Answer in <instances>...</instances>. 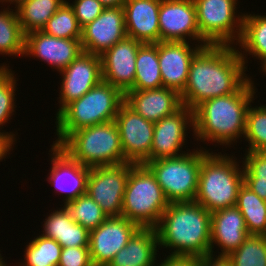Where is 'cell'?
<instances>
[{
  "label": "cell",
  "instance_id": "6da1fadb",
  "mask_svg": "<svg viewBox=\"0 0 266 266\" xmlns=\"http://www.w3.org/2000/svg\"><path fill=\"white\" fill-rule=\"evenodd\" d=\"M236 46L207 45L192 58L181 100L194 110L202 102L237 92L250 78Z\"/></svg>",
  "mask_w": 266,
  "mask_h": 266
},
{
  "label": "cell",
  "instance_id": "7a4b0ae2",
  "mask_svg": "<svg viewBox=\"0 0 266 266\" xmlns=\"http://www.w3.org/2000/svg\"><path fill=\"white\" fill-rule=\"evenodd\" d=\"M250 78L237 92L214 97L193 110V138L230 147L244 138L247 111L254 103L256 87Z\"/></svg>",
  "mask_w": 266,
  "mask_h": 266
},
{
  "label": "cell",
  "instance_id": "3957f363",
  "mask_svg": "<svg viewBox=\"0 0 266 266\" xmlns=\"http://www.w3.org/2000/svg\"><path fill=\"white\" fill-rule=\"evenodd\" d=\"M155 230L159 248L169 249L170 256L210 255L211 213L195 201L170 203Z\"/></svg>",
  "mask_w": 266,
  "mask_h": 266
},
{
  "label": "cell",
  "instance_id": "277c9868",
  "mask_svg": "<svg viewBox=\"0 0 266 266\" xmlns=\"http://www.w3.org/2000/svg\"><path fill=\"white\" fill-rule=\"evenodd\" d=\"M123 103L124 93L101 80L81 98L67 104L55 116L58 138L53 141V145L59 146L78 129L114 121Z\"/></svg>",
  "mask_w": 266,
  "mask_h": 266
},
{
  "label": "cell",
  "instance_id": "5b68a950",
  "mask_svg": "<svg viewBox=\"0 0 266 266\" xmlns=\"http://www.w3.org/2000/svg\"><path fill=\"white\" fill-rule=\"evenodd\" d=\"M237 157L221 152H208L201 162L195 202L210 213L236 206L243 185V164Z\"/></svg>",
  "mask_w": 266,
  "mask_h": 266
},
{
  "label": "cell",
  "instance_id": "8992f818",
  "mask_svg": "<svg viewBox=\"0 0 266 266\" xmlns=\"http://www.w3.org/2000/svg\"><path fill=\"white\" fill-rule=\"evenodd\" d=\"M59 147L83 166H111L128 162L124 157L115 121L72 132Z\"/></svg>",
  "mask_w": 266,
  "mask_h": 266
},
{
  "label": "cell",
  "instance_id": "52a82bcc",
  "mask_svg": "<svg viewBox=\"0 0 266 266\" xmlns=\"http://www.w3.org/2000/svg\"><path fill=\"white\" fill-rule=\"evenodd\" d=\"M169 204L151 170L145 164H133L123 195L121 216L141 228H155Z\"/></svg>",
  "mask_w": 266,
  "mask_h": 266
},
{
  "label": "cell",
  "instance_id": "ba28073f",
  "mask_svg": "<svg viewBox=\"0 0 266 266\" xmlns=\"http://www.w3.org/2000/svg\"><path fill=\"white\" fill-rule=\"evenodd\" d=\"M205 147L186 150L177 157L147 161L145 165L155 175L170 203L194 201L198 191L202 158L209 152ZM190 151V152H189Z\"/></svg>",
  "mask_w": 266,
  "mask_h": 266
},
{
  "label": "cell",
  "instance_id": "9c48e42d",
  "mask_svg": "<svg viewBox=\"0 0 266 266\" xmlns=\"http://www.w3.org/2000/svg\"><path fill=\"white\" fill-rule=\"evenodd\" d=\"M193 2L200 36L209 45L235 46L238 43L242 34L244 15L237 11L238 0H193Z\"/></svg>",
  "mask_w": 266,
  "mask_h": 266
},
{
  "label": "cell",
  "instance_id": "30bf717a",
  "mask_svg": "<svg viewBox=\"0 0 266 266\" xmlns=\"http://www.w3.org/2000/svg\"><path fill=\"white\" fill-rule=\"evenodd\" d=\"M133 164L126 162L89 169L86 193L101 206L102 211L108 217L121 216L123 195Z\"/></svg>",
  "mask_w": 266,
  "mask_h": 266
},
{
  "label": "cell",
  "instance_id": "8fae6325",
  "mask_svg": "<svg viewBox=\"0 0 266 266\" xmlns=\"http://www.w3.org/2000/svg\"><path fill=\"white\" fill-rule=\"evenodd\" d=\"M159 31L160 41H194L203 47L209 45L200 36L193 0H161Z\"/></svg>",
  "mask_w": 266,
  "mask_h": 266
},
{
  "label": "cell",
  "instance_id": "7c38bea8",
  "mask_svg": "<svg viewBox=\"0 0 266 266\" xmlns=\"http://www.w3.org/2000/svg\"><path fill=\"white\" fill-rule=\"evenodd\" d=\"M124 157L134 164L150 161L154 122L144 119L123 103L115 118Z\"/></svg>",
  "mask_w": 266,
  "mask_h": 266
},
{
  "label": "cell",
  "instance_id": "4fadbf2b",
  "mask_svg": "<svg viewBox=\"0 0 266 266\" xmlns=\"http://www.w3.org/2000/svg\"><path fill=\"white\" fill-rule=\"evenodd\" d=\"M188 129H194L193 110L185 105L175 113L154 122L150 161L187 153L182 149L186 145Z\"/></svg>",
  "mask_w": 266,
  "mask_h": 266
},
{
  "label": "cell",
  "instance_id": "5bb4252c",
  "mask_svg": "<svg viewBox=\"0 0 266 266\" xmlns=\"http://www.w3.org/2000/svg\"><path fill=\"white\" fill-rule=\"evenodd\" d=\"M141 227L125 217H108L90 231L89 251L93 266H107Z\"/></svg>",
  "mask_w": 266,
  "mask_h": 266
},
{
  "label": "cell",
  "instance_id": "9a60e30c",
  "mask_svg": "<svg viewBox=\"0 0 266 266\" xmlns=\"http://www.w3.org/2000/svg\"><path fill=\"white\" fill-rule=\"evenodd\" d=\"M61 75L59 108L56 115L70 102L81 98L102 80L101 57L82 51Z\"/></svg>",
  "mask_w": 266,
  "mask_h": 266
},
{
  "label": "cell",
  "instance_id": "2e32d148",
  "mask_svg": "<svg viewBox=\"0 0 266 266\" xmlns=\"http://www.w3.org/2000/svg\"><path fill=\"white\" fill-rule=\"evenodd\" d=\"M123 7L104 8L93 21L82 27L81 46L84 52L102 55L126 37Z\"/></svg>",
  "mask_w": 266,
  "mask_h": 266
},
{
  "label": "cell",
  "instance_id": "e0dca14e",
  "mask_svg": "<svg viewBox=\"0 0 266 266\" xmlns=\"http://www.w3.org/2000/svg\"><path fill=\"white\" fill-rule=\"evenodd\" d=\"M83 51L80 39L57 38L42 30L25 35L24 57H34L57 72L65 69Z\"/></svg>",
  "mask_w": 266,
  "mask_h": 266
},
{
  "label": "cell",
  "instance_id": "ac0fdd59",
  "mask_svg": "<svg viewBox=\"0 0 266 266\" xmlns=\"http://www.w3.org/2000/svg\"><path fill=\"white\" fill-rule=\"evenodd\" d=\"M49 152L52 166L47 181L54 187L55 193L60 192L62 197L64 193V204L86 194L90 168L73 160L57 145L52 144Z\"/></svg>",
  "mask_w": 266,
  "mask_h": 266
},
{
  "label": "cell",
  "instance_id": "d6986e66",
  "mask_svg": "<svg viewBox=\"0 0 266 266\" xmlns=\"http://www.w3.org/2000/svg\"><path fill=\"white\" fill-rule=\"evenodd\" d=\"M202 47L194 42H158V58L163 87L172 89L180 95L183 93L188 80L191 60Z\"/></svg>",
  "mask_w": 266,
  "mask_h": 266
},
{
  "label": "cell",
  "instance_id": "ffe728a7",
  "mask_svg": "<svg viewBox=\"0 0 266 266\" xmlns=\"http://www.w3.org/2000/svg\"><path fill=\"white\" fill-rule=\"evenodd\" d=\"M142 44L126 36L100 55L102 80L119 88L123 93L128 91L134 85L136 56Z\"/></svg>",
  "mask_w": 266,
  "mask_h": 266
},
{
  "label": "cell",
  "instance_id": "44dd1931",
  "mask_svg": "<svg viewBox=\"0 0 266 266\" xmlns=\"http://www.w3.org/2000/svg\"><path fill=\"white\" fill-rule=\"evenodd\" d=\"M248 235L244 217L236 206L211 213V256L227 257L241 246ZM214 245L221 251L218 255H215Z\"/></svg>",
  "mask_w": 266,
  "mask_h": 266
},
{
  "label": "cell",
  "instance_id": "7402d4cb",
  "mask_svg": "<svg viewBox=\"0 0 266 266\" xmlns=\"http://www.w3.org/2000/svg\"><path fill=\"white\" fill-rule=\"evenodd\" d=\"M124 103L144 119L157 122L178 111L182 106L181 95L166 87L151 90H128Z\"/></svg>",
  "mask_w": 266,
  "mask_h": 266
},
{
  "label": "cell",
  "instance_id": "603a6c76",
  "mask_svg": "<svg viewBox=\"0 0 266 266\" xmlns=\"http://www.w3.org/2000/svg\"><path fill=\"white\" fill-rule=\"evenodd\" d=\"M161 0H126L123 5L126 35L141 43L160 42Z\"/></svg>",
  "mask_w": 266,
  "mask_h": 266
},
{
  "label": "cell",
  "instance_id": "cb8c5ba5",
  "mask_svg": "<svg viewBox=\"0 0 266 266\" xmlns=\"http://www.w3.org/2000/svg\"><path fill=\"white\" fill-rule=\"evenodd\" d=\"M158 249L155 228H140L107 266H156Z\"/></svg>",
  "mask_w": 266,
  "mask_h": 266
},
{
  "label": "cell",
  "instance_id": "d4e9b609",
  "mask_svg": "<svg viewBox=\"0 0 266 266\" xmlns=\"http://www.w3.org/2000/svg\"><path fill=\"white\" fill-rule=\"evenodd\" d=\"M236 48L247 71L248 60L246 58L251 55L261 60L260 72L266 74V15L244 13L242 34Z\"/></svg>",
  "mask_w": 266,
  "mask_h": 266
},
{
  "label": "cell",
  "instance_id": "484cf974",
  "mask_svg": "<svg viewBox=\"0 0 266 266\" xmlns=\"http://www.w3.org/2000/svg\"><path fill=\"white\" fill-rule=\"evenodd\" d=\"M134 85L129 90H151L163 87L158 43H143L136 56Z\"/></svg>",
  "mask_w": 266,
  "mask_h": 266
},
{
  "label": "cell",
  "instance_id": "4316f807",
  "mask_svg": "<svg viewBox=\"0 0 266 266\" xmlns=\"http://www.w3.org/2000/svg\"><path fill=\"white\" fill-rule=\"evenodd\" d=\"M10 5L0 10V55L16 58L24 56L25 34L16 9Z\"/></svg>",
  "mask_w": 266,
  "mask_h": 266
},
{
  "label": "cell",
  "instance_id": "83f0119b",
  "mask_svg": "<svg viewBox=\"0 0 266 266\" xmlns=\"http://www.w3.org/2000/svg\"><path fill=\"white\" fill-rule=\"evenodd\" d=\"M66 0H27L16 8L21 28L27 33L42 30Z\"/></svg>",
  "mask_w": 266,
  "mask_h": 266
},
{
  "label": "cell",
  "instance_id": "f1b7e54d",
  "mask_svg": "<svg viewBox=\"0 0 266 266\" xmlns=\"http://www.w3.org/2000/svg\"><path fill=\"white\" fill-rule=\"evenodd\" d=\"M236 207L244 217L249 234L266 235V201L246 185L239 188Z\"/></svg>",
  "mask_w": 266,
  "mask_h": 266
},
{
  "label": "cell",
  "instance_id": "f546056e",
  "mask_svg": "<svg viewBox=\"0 0 266 266\" xmlns=\"http://www.w3.org/2000/svg\"><path fill=\"white\" fill-rule=\"evenodd\" d=\"M27 244L19 266H58L62 247L57 241L40 234Z\"/></svg>",
  "mask_w": 266,
  "mask_h": 266
},
{
  "label": "cell",
  "instance_id": "4dcf8cb0",
  "mask_svg": "<svg viewBox=\"0 0 266 266\" xmlns=\"http://www.w3.org/2000/svg\"><path fill=\"white\" fill-rule=\"evenodd\" d=\"M73 221L91 231L102 224L108 216L87 193L76 199L62 204Z\"/></svg>",
  "mask_w": 266,
  "mask_h": 266
},
{
  "label": "cell",
  "instance_id": "1f68e13d",
  "mask_svg": "<svg viewBox=\"0 0 266 266\" xmlns=\"http://www.w3.org/2000/svg\"><path fill=\"white\" fill-rule=\"evenodd\" d=\"M226 258L232 266H266V235L249 234Z\"/></svg>",
  "mask_w": 266,
  "mask_h": 266
},
{
  "label": "cell",
  "instance_id": "d6a6232c",
  "mask_svg": "<svg viewBox=\"0 0 266 266\" xmlns=\"http://www.w3.org/2000/svg\"><path fill=\"white\" fill-rule=\"evenodd\" d=\"M42 31L57 38L81 39L82 27L66 0L48 20Z\"/></svg>",
  "mask_w": 266,
  "mask_h": 266
},
{
  "label": "cell",
  "instance_id": "836d02e7",
  "mask_svg": "<svg viewBox=\"0 0 266 266\" xmlns=\"http://www.w3.org/2000/svg\"><path fill=\"white\" fill-rule=\"evenodd\" d=\"M244 138L248 142L246 151H266V104L253 107L250 104Z\"/></svg>",
  "mask_w": 266,
  "mask_h": 266
},
{
  "label": "cell",
  "instance_id": "e575fe53",
  "mask_svg": "<svg viewBox=\"0 0 266 266\" xmlns=\"http://www.w3.org/2000/svg\"><path fill=\"white\" fill-rule=\"evenodd\" d=\"M9 67V64H0V131H3L2 127L10 122L17 108L15 92L18 89L16 86L18 80L12 67L11 69Z\"/></svg>",
  "mask_w": 266,
  "mask_h": 266
},
{
  "label": "cell",
  "instance_id": "d590c367",
  "mask_svg": "<svg viewBox=\"0 0 266 266\" xmlns=\"http://www.w3.org/2000/svg\"><path fill=\"white\" fill-rule=\"evenodd\" d=\"M60 208L47 215L41 235L57 241L61 247H66L67 223H72L73 220L64 206Z\"/></svg>",
  "mask_w": 266,
  "mask_h": 266
},
{
  "label": "cell",
  "instance_id": "8d00e7d4",
  "mask_svg": "<svg viewBox=\"0 0 266 266\" xmlns=\"http://www.w3.org/2000/svg\"><path fill=\"white\" fill-rule=\"evenodd\" d=\"M72 7L76 19L81 27L93 22L104 10V6L98 0H74L67 1Z\"/></svg>",
  "mask_w": 266,
  "mask_h": 266
},
{
  "label": "cell",
  "instance_id": "74e56055",
  "mask_svg": "<svg viewBox=\"0 0 266 266\" xmlns=\"http://www.w3.org/2000/svg\"><path fill=\"white\" fill-rule=\"evenodd\" d=\"M243 178H266V151H245Z\"/></svg>",
  "mask_w": 266,
  "mask_h": 266
},
{
  "label": "cell",
  "instance_id": "f35d334b",
  "mask_svg": "<svg viewBox=\"0 0 266 266\" xmlns=\"http://www.w3.org/2000/svg\"><path fill=\"white\" fill-rule=\"evenodd\" d=\"M58 266H93L89 246L62 247Z\"/></svg>",
  "mask_w": 266,
  "mask_h": 266
},
{
  "label": "cell",
  "instance_id": "ab89813d",
  "mask_svg": "<svg viewBox=\"0 0 266 266\" xmlns=\"http://www.w3.org/2000/svg\"><path fill=\"white\" fill-rule=\"evenodd\" d=\"M90 231L73 221L67 223L66 247L89 246Z\"/></svg>",
  "mask_w": 266,
  "mask_h": 266
},
{
  "label": "cell",
  "instance_id": "60d3db41",
  "mask_svg": "<svg viewBox=\"0 0 266 266\" xmlns=\"http://www.w3.org/2000/svg\"><path fill=\"white\" fill-rule=\"evenodd\" d=\"M156 266H200V258L168 255Z\"/></svg>",
  "mask_w": 266,
  "mask_h": 266
},
{
  "label": "cell",
  "instance_id": "b9f144b4",
  "mask_svg": "<svg viewBox=\"0 0 266 266\" xmlns=\"http://www.w3.org/2000/svg\"><path fill=\"white\" fill-rule=\"evenodd\" d=\"M16 132L15 134L13 132H6V131H0V162L5 158L6 156L10 155L11 150L13 149V146L16 144ZM8 154V155H7Z\"/></svg>",
  "mask_w": 266,
  "mask_h": 266
},
{
  "label": "cell",
  "instance_id": "7bdbcfd3",
  "mask_svg": "<svg viewBox=\"0 0 266 266\" xmlns=\"http://www.w3.org/2000/svg\"><path fill=\"white\" fill-rule=\"evenodd\" d=\"M243 184L266 201V178H243Z\"/></svg>",
  "mask_w": 266,
  "mask_h": 266
},
{
  "label": "cell",
  "instance_id": "ee69618b",
  "mask_svg": "<svg viewBox=\"0 0 266 266\" xmlns=\"http://www.w3.org/2000/svg\"><path fill=\"white\" fill-rule=\"evenodd\" d=\"M200 266H232V264L226 257L209 255L200 258Z\"/></svg>",
  "mask_w": 266,
  "mask_h": 266
},
{
  "label": "cell",
  "instance_id": "f6af8a7d",
  "mask_svg": "<svg viewBox=\"0 0 266 266\" xmlns=\"http://www.w3.org/2000/svg\"><path fill=\"white\" fill-rule=\"evenodd\" d=\"M105 8L123 7L126 0H98Z\"/></svg>",
  "mask_w": 266,
  "mask_h": 266
},
{
  "label": "cell",
  "instance_id": "bcb514c9",
  "mask_svg": "<svg viewBox=\"0 0 266 266\" xmlns=\"http://www.w3.org/2000/svg\"><path fill=\"white\" fill-rule=\"evenodd\" d=\"M25 1H27V0H5L2 5L4 6L6 4V2H7V5L10 3V5L11 4L15 5L14 8H17Z\"/></svg>",
  "mask_w": 266,
  "mask_h": 266
},
{
  "label": "cell",
  "instance_id": "7dc6e473",
  "mask_svg": "<svg viewBox=\"0 0 266 266\" xmlns=\"http://www.w3.org/2000/svg\"><path fill=\"white\" fill-rule=\"evenodd\" d=\"M0 252H1V250H0ZM3 259H4V257L1 256V253H0V266H8V264H6L7 262H5V260H3Z\"/></svg>",
  "mask_w": 266,
  "mask_h": 266
}]
</instances>
